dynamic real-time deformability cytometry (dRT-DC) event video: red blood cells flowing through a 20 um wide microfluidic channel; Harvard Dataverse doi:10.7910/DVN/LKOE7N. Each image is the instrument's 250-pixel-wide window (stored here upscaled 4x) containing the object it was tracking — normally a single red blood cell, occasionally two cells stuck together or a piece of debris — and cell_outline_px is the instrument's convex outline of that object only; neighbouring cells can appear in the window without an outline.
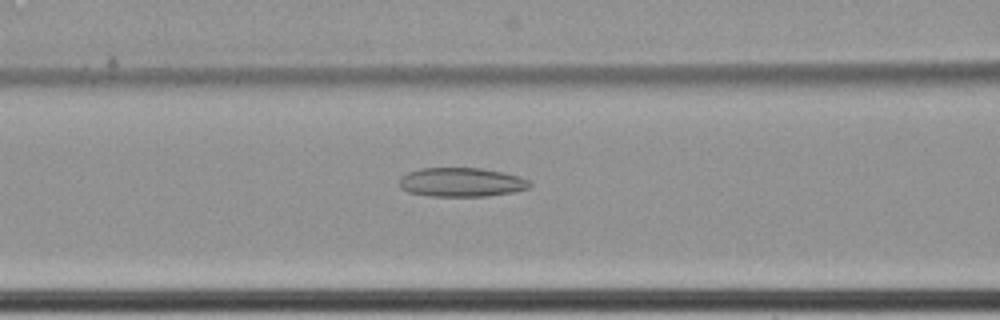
{"species": "common noctule bat (a hibernating species)", "species_latin": "Nyctalus noctula", "temperature_condition": "cold", "stored_images_in_passage": 47, "camera_frame_rate_fps": 3000, "um_per_image_px": 0.085, "animal": {"sex": "female", "body_mass_g": 22.7, "forearm_length_mm": 54.2}, "frame": {"image": 1, "passage_image": 23, "time_ms": 7.333, "image_size_px": [1000, 320], "cell_outline_px": [[532, 184], [528, 188], [512, 192], [488, 196], [428, 196], [408, 192], [400, 188], [400, 176], [408, 172], [420, 168], [480, 168], [520, 176], [528, 180]], "centroid_in_image_um": [39.19, 15.49], "position_along_channel_um": 127.4, "area_um2": 22.08}}
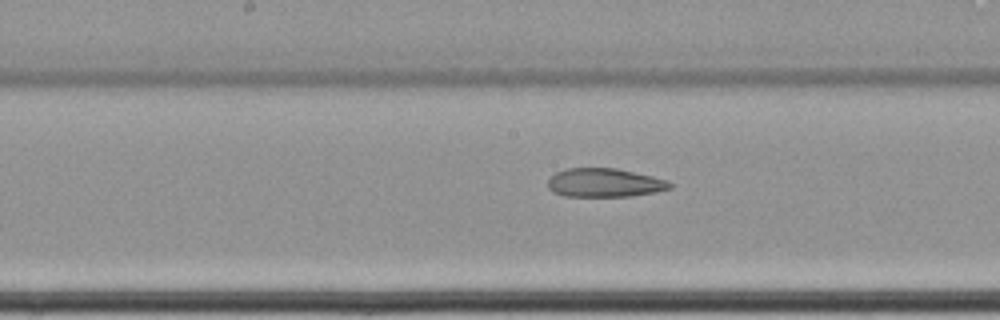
{"frame": {"image": 2, "passage_image": 29, "time_ms": 9.333, "image_size_px": [1000, 320], "cell_outline_px": [[672, 188], [656, 192], [632, 196], [564, 196], [552, 192], [548, 188], [548, 180], [556, 172], [564, 168], [616, 168], [652, 176], [668, 180], [672, 184]], "centroid_in_image_um": [51.38, 15.53], "position_along_channel_um": 196.8, "area_um2": 20.52}}
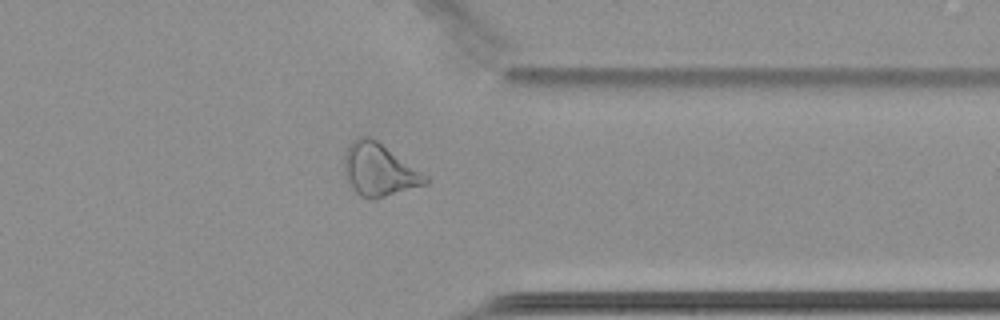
{"frame": {"image": 3, "passage_image": 45, "time_ms": 14.667, "image_size_px": [1000, 320], "cell_outline_px": [[432, 180], [428, 184], [376, 200], [372, 200], [360, 196], [352, 188], [344, 172], [344, 156], [348, 144], [352, 140], [360, 136], [368, 136], [376, 140], [428, 176]], "centroid_in_image_um": [32.23, 14.46], "position_along_channel_um": 379.2, "area_um2": 25.09}}